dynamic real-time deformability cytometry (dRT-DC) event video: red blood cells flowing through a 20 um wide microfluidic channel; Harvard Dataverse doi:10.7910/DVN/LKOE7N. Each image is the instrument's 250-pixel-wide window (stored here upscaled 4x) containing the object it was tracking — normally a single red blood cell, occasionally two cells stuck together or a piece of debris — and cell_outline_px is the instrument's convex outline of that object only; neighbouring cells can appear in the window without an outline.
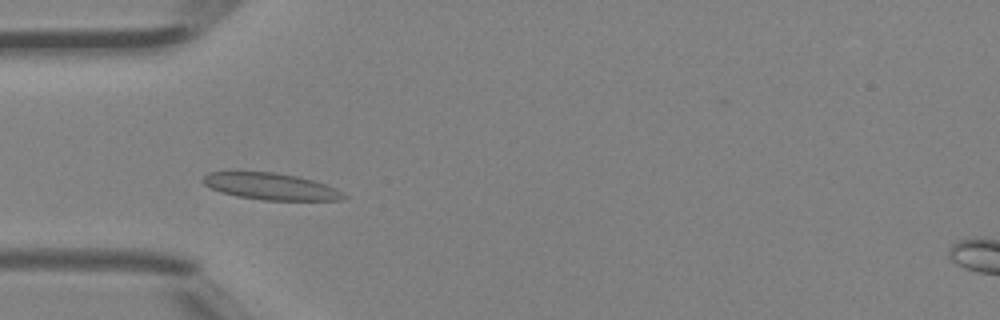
{"species": "Egyptian fruit bat (a non-hibernating species)", "species_latin": "Rousettus aegyptiacus", "temperature_condition": "room temperature", "stored_images_in_passage": 42, "camera_frame_rate_fps": 3000, "um_per_image_px": 0.085, "animal": {"sex": "female"}, "frame": {"image": 1, "passage_image": 11, "time_ms": 3.333, "image_size_px": [1000, 320], "cell_outline_px": [[348, 196], [340, 200], [264, 200], [236, 196], [220, 192], [204, 184], [200, 180], [208, 172], [236, 168], [272, 172], [296, 176], [312, 180], [336, 188]], "centroid_in_image_um": [22.89, 15.79], "position_along_channel_um": 62.1, "area_um2": 22.66}}
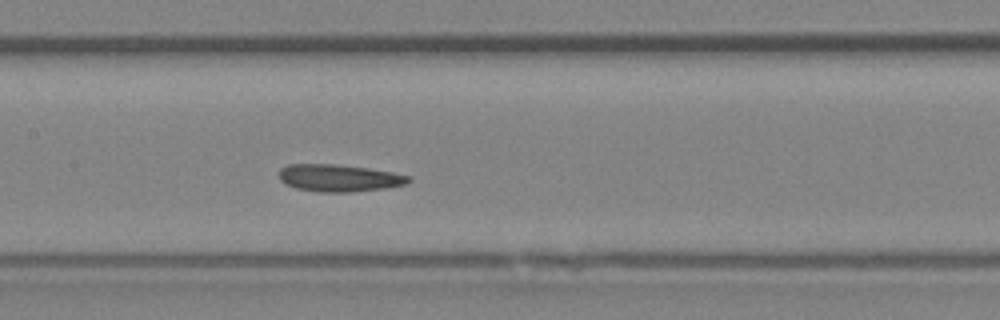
{"frame": {"image": 2, "passage_image": 19, "time_ms": 6.0, "image_size_px": [1000, 320], "cell_outline_px": [[412, 180], [408, 184], [388, 188], [352, 192], [316, 192], [296, 188], [284, 184], [280, 180], [280, 168], [288, 164], [336, 164], [368, 168], [392, 172], [412, 176]], "centroid_in_image_um": [28.86, 15.13], "position_along_channel_um": 178.5, "area_um2": 20.87}}
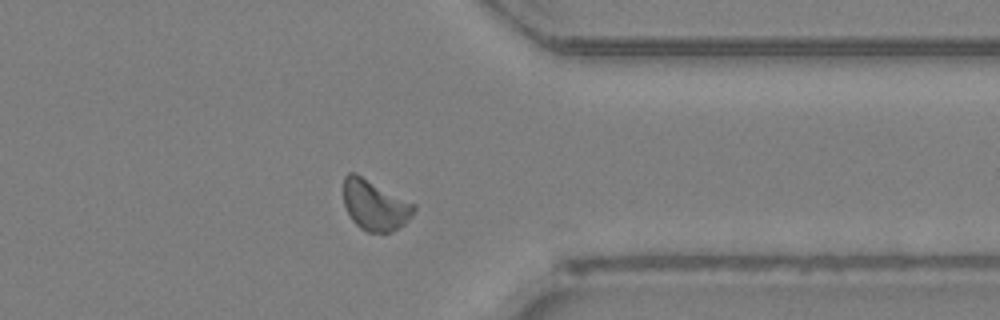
{"frame": {"image": 3, "passage_image": 33, "time_ms": 10.667, "image_size_px": [1000, 320], "cell_outline_px": [[416, 208], [412, 216], [404, 224], [392, 232], [368, 232], [360, 228], [352, 220], [344, 204], [344, 176], [348, 172], [356, 172], [416, 204]], "centroid_in_image_um": [31.87, 17.42], "position_along_channel_um": 379.5, "area_um2": 20.87}, "authors_computed_cell_mechanics": {"area_um2": 20.5479, "velocity_mm_per_s": 4.4483, "shape_relaxation_time_tau1_ms": 6.0791, "shape_relaxation_time_tau2_ms": 3.0529, "deformation_change_tau1": 0.1142, "deformation_change_tau2": 0.0978}}